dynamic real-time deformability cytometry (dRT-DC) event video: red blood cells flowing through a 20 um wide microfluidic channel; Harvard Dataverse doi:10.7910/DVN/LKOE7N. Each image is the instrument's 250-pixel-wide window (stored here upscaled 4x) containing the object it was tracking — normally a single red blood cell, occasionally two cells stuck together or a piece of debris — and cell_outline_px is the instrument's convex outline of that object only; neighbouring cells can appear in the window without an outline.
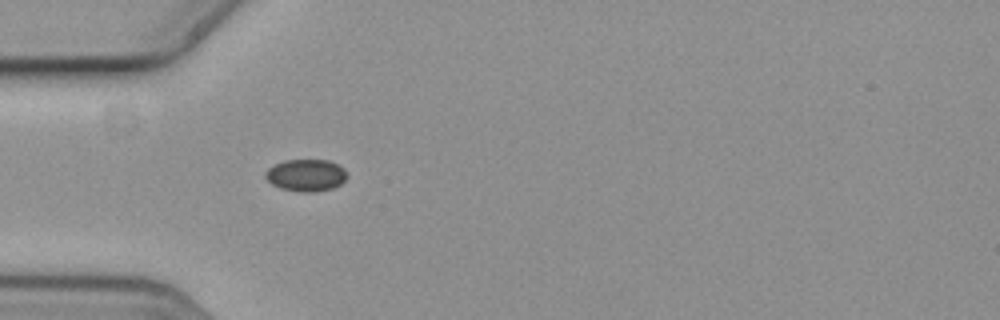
{"species": "common noctule bat (a hibernating species)", "species_latin": "Nyctalus noctula", "temperature_condition": "cold", "stored_images_in_passage": 5, "camera_frame_rate_fps": 3000, "um_per_image_px": 0.085, "animal": {"sex": "female", "body_mass_g": 19.3, "forearm_length_mm": 54.1}, "frame": {"image": 1, "passage_image": 5, "time_ms": 1.333, "image_size_px": [1000, 320], "cell_outline_px": [[348, 176], [340, 184], [332, 188], [316, 192], [300, 192], [280, 188], [272, 184], [264, 176], [264, 172], [268, 168], [284, 160], [328, 160], [344, 168]], "centroid_in_image_um": [26.0, 14.9], "position_along_channel_um": 59.0, "area_um2": 15.26}}